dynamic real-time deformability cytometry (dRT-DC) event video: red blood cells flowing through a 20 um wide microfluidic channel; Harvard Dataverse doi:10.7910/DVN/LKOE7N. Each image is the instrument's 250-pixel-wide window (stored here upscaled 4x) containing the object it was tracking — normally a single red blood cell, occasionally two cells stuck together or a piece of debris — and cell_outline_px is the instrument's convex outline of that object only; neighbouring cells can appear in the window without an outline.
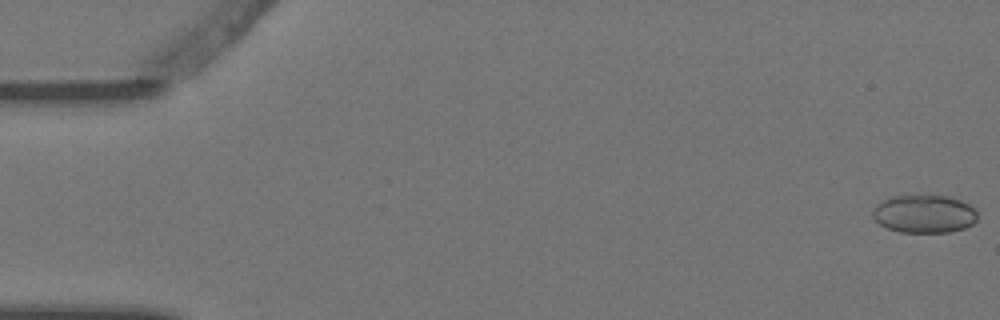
{"species": "Egyptian fruit bat (a non-hibernating species)", "species_latin": "Rousettus aegyptiacus", "temperature_condition": "warm", "stored_images_in_passage": 2, "camera_frame_rate_fps": 3000, "um_per_image_px": 0.085, "animal": {"sex": "female"}, "frame": {"image": 1, "passage_image": 2, "time_ms": 0.333, "image_size_px": [1000, 320], "cell_outline_px": [[976, 220], [972, 224], [964, 228], [948, 232], [900, 232], [888, 228], [880, 224], [872, 216], [872, 212], [876, 204], [892, 196], [948, 196], [960, 200], [968, 204], [976, 212]], "centroid_in_image_um": [78.54, 18.18], "position_along_channel_um": 6.5, "area_um2": 22.95}}